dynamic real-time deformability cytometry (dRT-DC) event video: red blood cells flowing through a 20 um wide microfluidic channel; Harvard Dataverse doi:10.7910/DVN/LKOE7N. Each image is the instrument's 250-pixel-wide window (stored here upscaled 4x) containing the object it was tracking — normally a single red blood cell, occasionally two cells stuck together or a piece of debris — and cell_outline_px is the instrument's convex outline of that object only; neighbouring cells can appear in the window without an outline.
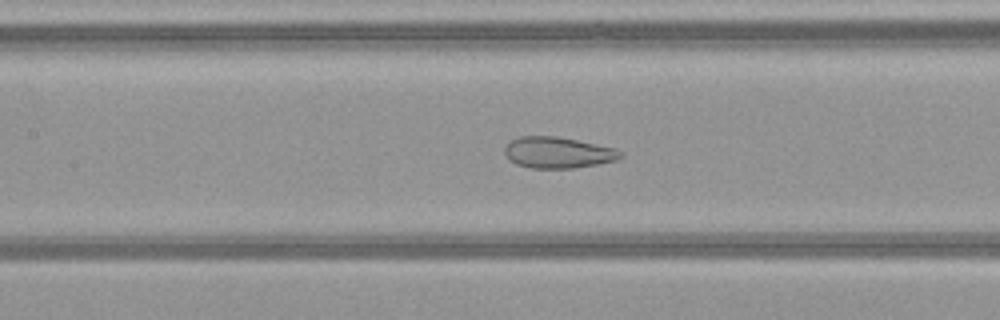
{"species": "common noctule bat (a hibernating species)", "species_latin": "Nyctalus noctula", "temperature_condition": "warm", "stored_images_in_passage": 51, "camera_frame_rate_fps": 3000, "um_per_image_px": 0.085, "animal": {"sex": "female", "body_mass_g": 21.9}, "frame": {"image": 1, "passage_image": 25, "time_ms": 8.0, "image_size_px": [1000, 320], "cell_outline_px": [[624, 156], [616, 160], [596, 164], [572, 168], [532, 168], [516, 164], [508, 160], [504, 152], [504, 148], [508, 140], [520, 136], [556, 136], [616, 148], [624, 152]], "centroid_in_image_um": [47.39, 12.96], "position_along_channel_um": 160.0, "area_um2": 21.21}}
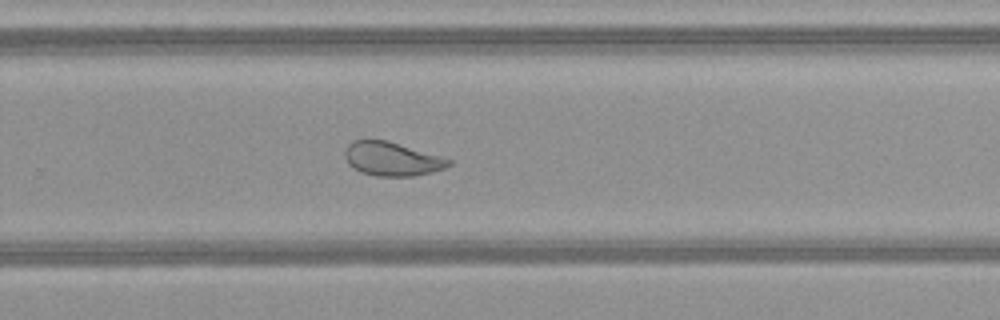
{"frame": {"image": 2, "passage_image": 35, "time_ms": 11.333, "image_size_px": [1000, 320], "cell_outline_px": [[452, 164], [444, 168], [432, 172], [412, 176], [376, 176], [360, 172], [348, 164], [344, 156], [344, 152], [348, 144], [352, 140], [388, 140], [440, 156], [452, 160]], "centroid_in_image_um": [33.29, 13.51], "position_along_channel_um": 296.5, "area_um2": 20.46}}
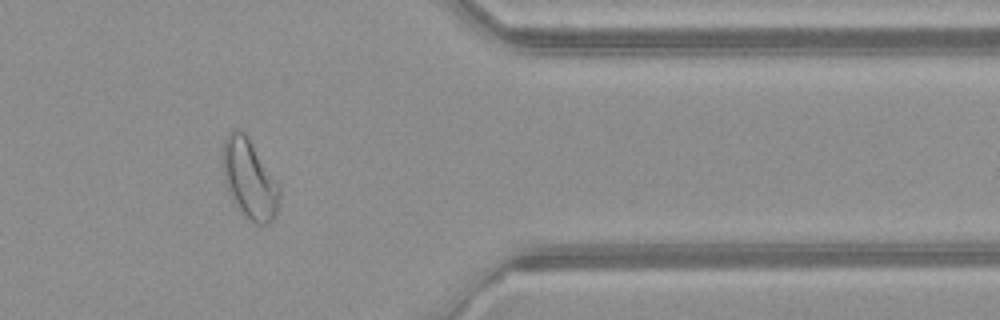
{"frame": {"image": 3, "passage_image": 43, "time_ms": 14.0, "image_size_px": [1000, 320], "cell_outline_px": [[280, 200], [276, 216], [268, 224], [256, 224], [248, 220], [244, 216], [228, 192], [224, 180], [220, 148], [228, 132], [232, 128], [236, 128], [244, 132], [248, 136], [280, 184]], "centroid_in_image_um": [21.19, 15.18], "position_along_channel_um": 390.2, "area_um2": 27.05}, "authors_computed_cell_mechanics": {"area_um2": 27.9752, "velocity_mm_per_s": 4.1112, "shape_relaxation_time_tau1_ms": null, "shape_relaxation_time_tau2_ms": 1.1416, "deformation_change_tau1": null, "deformation_change_tau2": 0.0812}}